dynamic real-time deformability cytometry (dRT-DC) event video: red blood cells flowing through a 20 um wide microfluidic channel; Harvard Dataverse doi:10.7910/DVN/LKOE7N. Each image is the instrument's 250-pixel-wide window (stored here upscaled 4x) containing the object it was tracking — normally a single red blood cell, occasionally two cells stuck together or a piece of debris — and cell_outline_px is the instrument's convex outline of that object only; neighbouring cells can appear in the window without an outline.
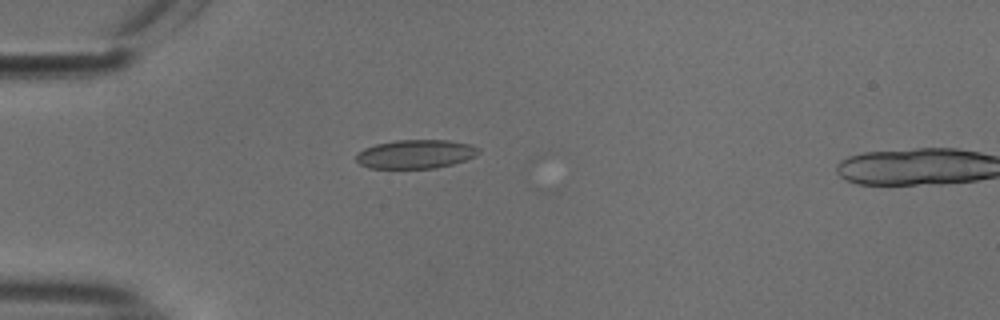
{"species": "common noctule bat (a hibernating species)", "species_latin": "Nyctalus noctula", "temperature_condition": "cold", "stored_images_in_passage": 3, "camera_frame_rate_fps": 3000, "um_per_image_px": 0.085, "animal": {"sex": "male", "body_mass_g": 18.8}, "frame": {"image": 1, "passage_image": 1, "time_ms": 0.0, "image_size_px": [1000, 320], "cell_outline_px": [[480, 152], [476, 156], [452, 164], [436, 168], [368, 168], [360, 164], [356, 160], [356, 156], [364, 148], [376, 144], [396, 140], [448, 140], [468, 144], [480, 148]], "centroid_in_image_um": [35.34, 13.1], "position_along_channel_um": 49.7, "area_um2": 20.46}}